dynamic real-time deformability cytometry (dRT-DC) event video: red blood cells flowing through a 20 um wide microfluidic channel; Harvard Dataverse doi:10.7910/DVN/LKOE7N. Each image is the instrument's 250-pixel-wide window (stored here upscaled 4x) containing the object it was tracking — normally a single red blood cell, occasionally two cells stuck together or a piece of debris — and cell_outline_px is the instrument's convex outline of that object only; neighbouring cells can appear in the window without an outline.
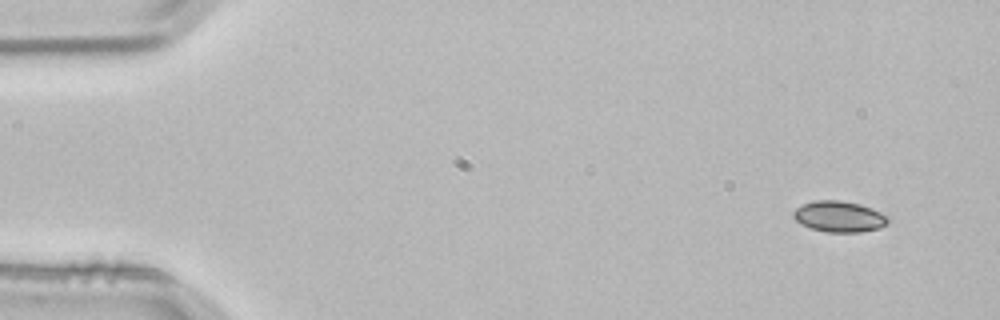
{"species": "common noctule bat (a hibernating species)", "species_latin": "Nyctalus noctula", "temperature_condition": "room temperature", "stored_images_in_passage": 3, "camera_frame_rate_fps": 3000, "um_per_image_px": 0.085, "animal": {"sex": "male", "body_mass_g": 21.5, "forearm_length_mm": 52.0}, "frame": {"image": 1, "passage_image": 1, "time_ms": 0.0, "image_size_px": [1000, 320], "cell_outline_px": [[888, 224], [880, 228], [860, 232], [828, 232], [812, 228], [800, 224], [792, 216], [792, 212], [796, 208], [804, 204], [816, 200], [840, 200], [860, 204], [872, 208], [888, 216]], "centroid_in_image_um": [71.34, 18.41], "position_along_channel_um": 13.7, "area_um2": 17.11}}
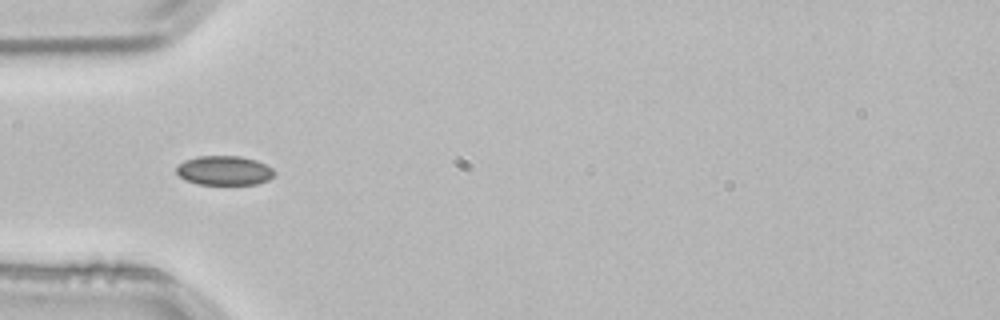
{"frame": {"image": 2, "passage_image": 3, "time_ms": 0.667, "image_size_px": [1000, 320], "cell_outline_px": [[272, 176], [268, 180], [256, 184], [200, 184], [184, 180], [176, 172], [176, 168], [184, 160], [196, 156], [240, 156], [256, 160], [272, 168]], "centroid_in_image_um": [19.02, 14.49], "position_along_channel_um": 66.0, "area_um2": 16.59}}